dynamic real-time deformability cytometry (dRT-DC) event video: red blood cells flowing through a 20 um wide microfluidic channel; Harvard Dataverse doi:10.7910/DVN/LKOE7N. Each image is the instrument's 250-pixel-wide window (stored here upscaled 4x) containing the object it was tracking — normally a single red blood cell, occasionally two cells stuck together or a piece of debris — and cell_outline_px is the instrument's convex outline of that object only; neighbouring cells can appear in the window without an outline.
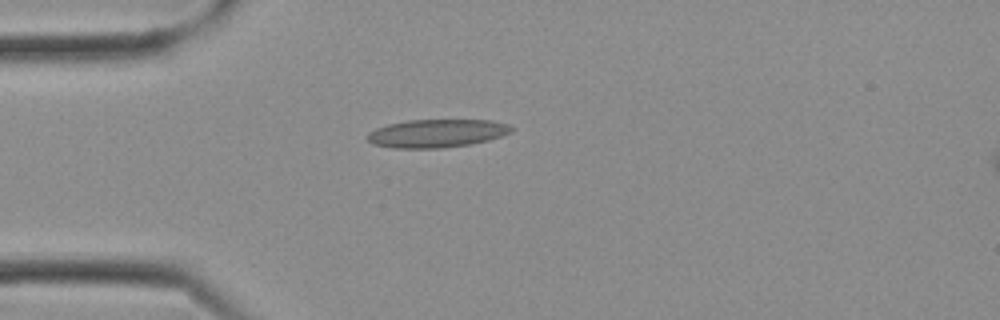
{"species": "Egyptian fruit bat (a non-hibernating species)", "species_latin": "Rousettus aegyptiacus", "temperature_condition": "cold", "stored_images_in_passage": 21, "camera_frame_rate_fps": 3000, "um_per_image_px": 0.085, "frame": {"image": 1, "passage_image": 1, "time_ms": 0.0, "image_size_px": [1000, 320], "cell_outline_px": [[512, 132], [488, 140], [468, 144], [444, 148], [392, 148], [372, 144], [364, 136], [368, 132], [376, 128], [388, 124], [408, 120], [492, 120], [508, 124], [512, 128]], "centroid_in_image_um": [37.07, 11.33], "position_along_channel_um": 47.9, "area_um2": 23.7}}
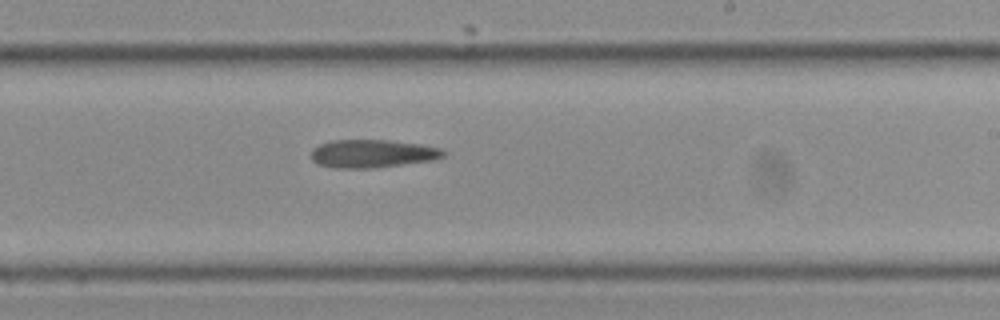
{"frame": {"image": 2, "passage_image": 10, "time_ms": 3.0, "image_size_px": [1000, 320], "cell_outline_px": [[448, 152], [444, 156], [436, 160], [372, 168], [332, 168], [316, 164], [312, 160], [312, 148], [320, 144], [332, 140], [388, 140], [420, 144], [440, 148]], "centroid_in_image_um": [31.66, 13.06], "position_along_channel_um": 257.3, "area_um2": 21.85}}
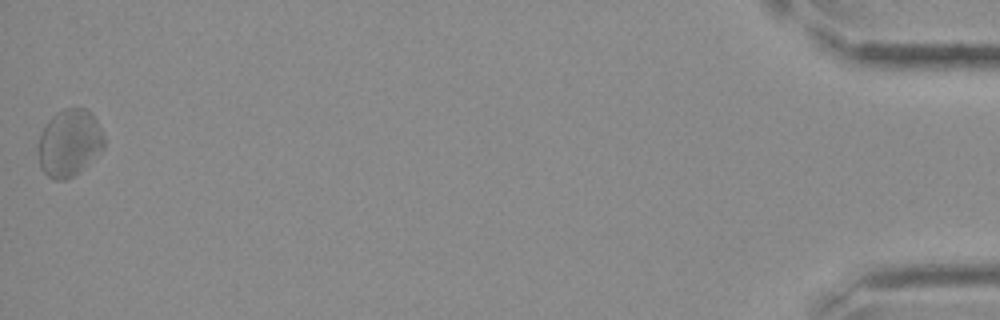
{"frame": {"image": 3, "passage_image": 21, "time_ms": 6.667, "image_size_px": [1000, 320], "cell_outline_px": [[104, 148], [100, 152], [72, 176], [64, 180], [56, 180], [48, 176], [40, 168], [36, 148], [40, 136], [48, 120], [56, 112], [64, 108], [84, 108], [96, 120], [104, 136]], "centroid_in_image_um": [5.85, 12.14], "position_along_channel_um": 429.4, "area_um2": 25.55}}